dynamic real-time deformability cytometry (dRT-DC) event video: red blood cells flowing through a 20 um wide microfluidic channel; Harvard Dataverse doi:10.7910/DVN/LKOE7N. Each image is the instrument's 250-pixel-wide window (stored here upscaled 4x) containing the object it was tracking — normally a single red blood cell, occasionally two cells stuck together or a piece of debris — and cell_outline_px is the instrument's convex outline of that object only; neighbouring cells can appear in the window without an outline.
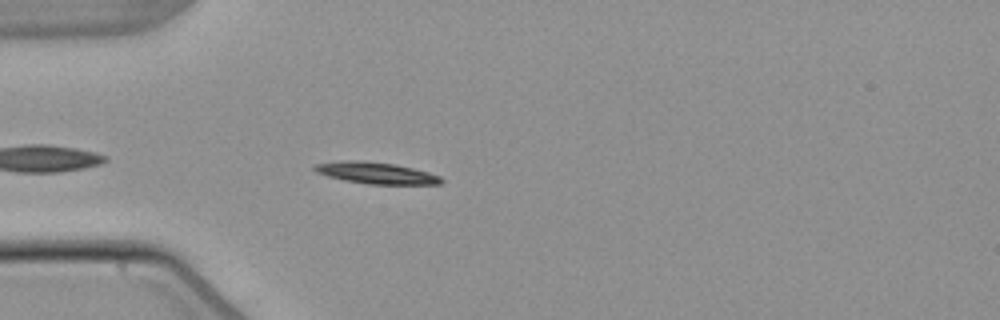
{"species": "common noctule bat (a hibernating species)", "species_latin": "Nyctalus noctula", "temperature_condition": "warm", "stored_images_in_passage": 5, "camera_frame_rate_fps": 3000, "um_per_image_px": 0.085, "animal": {"sex": "male", "body_mass_g": 21.5, "forearm_length_mm": 52.0}, "frame": {"image": 1, "passage_image": 5, "time_ms": 4.667, "image_size_px": [1000, 320], "cell_outline_px": [[444, 180], [440, 184], [368, 184], [344, 180], [328, 176], [316, 172], [312, 168], [316, 164], [340, 160], [356, 160], [396, 164], [428, 172], [440, 176]], "centroid_in_image_um": [31.96, 14.7], "position_along_channel_um": 53.0, "area_um2": 15.84}}